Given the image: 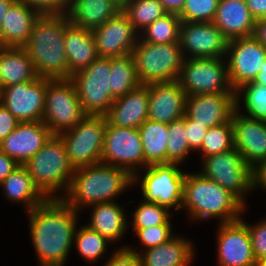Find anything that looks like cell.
Listing matches in <instances>:
<instances>
[{"label":"cell","instance_id":"836d02e7","mask_svg":"<svg viewBox=\"0 0 266 266\" xmlns=\"http://www.w3.org/2000/svg\"><path fill=\"white\" fill-rule=\"evenodd\" d=\"M110 242L106 237L91 229L86 224L76 228L73 247L77 250L79 257L87 263H96L102 259L109 249Z\"/></svg>","mask_w":266,"mask_h":266},{"label":"cell","instance_id":"f1b7e54d","mask_svg":"<svg viewBox=\"0 0 266 266\" xmlns=\"http://www.w3.org/2000/svg\"><path fill=\"white\" fill-rule=\"evenodd\" d=\"M64 48L71 75L88 67L98 57L92 30L84 29L69 22L66 25Z\"/></svg>","mask_w":266,"mask_h":266},{"label":"cell","instance_id":"5b68a950","mask_svg":"<svg viewBox=\"0 0 266 266\" xmlns=\"http://www.w3.org/2000/svg\"><path fill=\"white\" fill-rule=\"evenodd\" d=\"M24 166L36 187L47 199L62 198L75 171L69 162L64 141L59 135H52Z\"/></svg>","mask_w":266,"mask_h":266},{"label":"cell","instance_id":"9c48e42d","mask_svg":"<svg viewBox=\"0 0 266 266\" xmlns=\"http://www.w3.org/2000/svg\"><path fill=\"white\" fill-rule=\"evenodd\" d=\"M106 127L105 115H86L73 128L59 134L74 169L101 163Z\"/></svg>","mask_w":266,"mask_h":266},{"label":"cell","instance_id":"ba28073f","mask_svg":"<svg viewBox=\"0 0 266 266\" xmlns=\"http://www.w3.org/2000/svg\"><path fill=\"white\" fill-rule=\"evenodd\" d=\"M200 161L199 173L229 191L245 207L249 206L246 196L254 192L253 169L235 147L229 151L204 157Z\"/></svg>","mask_w":266,"mask_h":266},{"label":"cell","instance_id":"c3c4849f","mask_svg":"<svg viewBox=\"0 0 266 266\" xmlns=\"http://www.w3.org/2000/svg\"><path fill=\"white\" fill-rule=\"evenodd\" d=\"M19 166V164L0 150V184Z\"/></svg>","mask_w":266,"mask_h":266},{"label":"cell","instance_id":"d6a6232c","mask_svg":"<svg viewBox=\"0 0 266 266\" xmlns=\"http://www.w3.org/2000/svg\"><path fill=\"white\" fill-rule=\"evenodd\" d=\"M140 85L131 53L111 58L110 93L115 99Z\"/></svg>","mask_w":266,"mask_h":266},{"label":"cell","instance_id":"8fae6325","mask_svg":"<svg viewBox=\"0 0 266 266\" xmlns=\"http://www.w3.org/2000/svg\"><path fill=\"white\" fill-rule=\"evenodd\" d=\"M87 114L77 97L74 83L70 79L46 78L43 122L53 135L73 128Z\"/></svg>","mask_w":266,"mask_h":266},{"label":"cell","instance_id":"9a60e30c","mask_svg":"<svg viewBox=\"0 0 266 266\" xmlns=\"http://www.w3.org/2000/svg\"><path fill=\"white\" fill-rule=\"evenodd\" d=\"M179 43L185 59L224 58L228 40L212 22H181Z\"/></svg>","mask_w":266,"mask_h":266},{"label":"cell","instance_id":"2e32d148","mask_svg":"<svg viewBox=\"0 0 266 266\" xmlns=\"http://www.w3.org/2000/svg\"><path fill=\"white\" fill-rule=\"evenodd\" d=\"M46 78L4 87L0 90V102L20 122L43 120Z\"/></svg>","mask_w":266,"mask_h":266},{"label":"cell","instance_id":"e575fe53","mask_svg":"<svg viewBox=\"0 0 266 266\" xmlns=\"http://www.w3.org/2000/svg\"><path fill=\"white\" fill-rule=\"evenodd\" d=\"M235 102L236 111L239 113L266 120V86L253 82L240 86L235 90Z\"/></svg>","mask_w":266,"mask_h":266},{"label":"cell","instance_id":"11a10c76","mask_svg":"<svg viewBox=\"0 0 266 266\" xmlns=\"http://www.w3.org/2000/svg\"><path fill=\"white\" fill-rule=\"evenodd\" d=\"M253 83L266 86V59L264 60L263 65L261 66L260 72L257 74Z\"/></svg>","mask_w":266,"mask_h":266},{"label":"cell","instance_id":"d6986e66","mask_svg":"<svg viewBox=\"0 0 266 266\" xmlns=\"http://www.w3.org/2000/svg\"><path fill=\"white\" fill-rule=\"evenodd\" d=\"M231 121L234 147L254 169L266 160V120L254 119L235 110Z\"/></svg>","mask_w":266,"mask_h":266},{"label":"cell","instance_id":"83f0119b","mask_svg":"<svg viewBox=\"0 0 266 266\" xmlns=\"http://www.w3.org/2000/svg\"><path fill=\"white\" fill-rule=\"evenodd\" d=\"M122 11V0H70L67 15L72 24L93 30Z\"/></svg>","mask_w":266,"mask_h":266},{"label":"cell","instance_id":"d590c367","mask_svg":"<svg viewBox=\"0 0 266 266\" xmlns=\"http://www.w3.org/2000/svg\"><path fill=\"white\" fill-rule=\"evenodd\" d=\"M122 12L138 33L168 13L159 0H122Z\"/></svg>","mask_w":266,"mask_h":266},{"label":"cell","instance_id":"f6af8a7d","mask_svg":"<svg viewBox=\"0 0 266 266\" xmlns=\"http://www.w3.org/2000/svg\"><path fill=\"white\" fill-rule=\"evenodd\" d=\"M183 119L186 124V134L189 147L193 152L198 153L197 151L201 148L203 138L208 128L200 125L197 121L190 119L186 115L183 116Z\"/></svg>","mask_w":266,"mask_h":266},{"label":"cell","instance_id":"db71d44e","mask_svg":"<svg viewBox=\"0 0 266 266\" xmlns=\"http://www.w3.org/2000/svg\"><path fill=\"white\" fill-rule=\"evenodd\" d=\"M15 1L16 0H0V26L8 9Z\"/></svg>","mask_w":266,"mask_h":266},{"label":"cell","instance_id":"4fadbf2b","mask_svg":"<svg viewBox=\"0 0 266 266\" xmlns=\"http://www.w3.org/2000/svg\"><path fill=\"white\" fill-rule=\"evenodd\" d=\"M101 163L123 168L132 176L147 167L139 129L107 125Z\"/></svg>","mask_w":266,"mask_h":266},{"label":"cell","instance_id":"8d00e7d4","mask_svg":"<svg viewBox=\"0 0 266 266\" xmlns=\"http://www.w3.org/2000/svg\"><path fill=\"white\" fill-rule=\"evenodd\" d=\"M181 22L178 14L167 13L143 29L139 38L154 44L179 42Z\"/></svg>","mask_w":266,"mask_h":266},{"label":"cell","instance_id":"6da1fadb","mask_svg":"<svg viewBox=\"0 0 266 266\" xmlns=\"http://www.w3.org/2000/svg\"><path fill=\"white\" fill-rule=\"evenodd\" d=\"M80 214L62 198H48L26 212L38 266H65Z\"/></svg>","mask_w":266,"mask_h":266},{"label":"cell","instance_id":"8992f818","mask_svg":"<svg viewBox=\"0 0 266 266\" xmlns=\"http://www.w3.org/2000/svg\"><path fill=\"white\" fill-rule=\"evenodd\" d=\"M186 173L177 163L151 164L133 176V187L140 186L143 200L177 212L182 208Z\"/></svg>","mask_w":266,"mask_h":266},{"label":"cell","instance_id":"9f6ffc18","mask_svg":"<svg viewBox=\"0 0 266 266\" xmlns=\"http://www.w3.org/2000/svg\"><path fill=\"white\" fill-rule=\"evenodd\" d=\"M254 266H266V258L256 260Z\"/></svg>","mask_w":266,"mask_h":266},{"label":"cell","instance_id":"f35d334b","mask_svg":"<svg viewBox=\"0 0 266 266\" xmlns=\"http://www.w3.org/2000/svg\"><path fill=\"white\" fill-rule=\"evenodd\" d=\"M166 149L167 163H177L180 165L187 161L188 155L194 153L189 147L186 124L183 118L168 124V143Z\"/></svg>","mask_w":266,"mask_h":266},{"label":"cell","instance_id":"603a6c76","mask_svg":"<svg viewBox=\"0 0 266 266\" xmlns=\"http://www.w3.org/2000/svg\"><path fill=\"white\" fill-rule=\"evenodd\" d=\"M149 84H141L114 100L105 114L107 125L138 128L148 119Z\"/></svg>","mask_w":266,"mask_h":266},{"label":"cell","instance_id":"7dc6e473","mask_svg":"<svg viewBox=\"0 0 266 266\" xmlns=\"http://www.w3.org/2000/svg\"><path fill=\"white\" fill-rule=\"evenodd\" d=\"M20 123L0 102V142H2Z\"/></svg>","mask_w":266,"mask_h":266},{"label":"cell","instance_id":"74e56055","mask_svg":"<svg viewBox=\"0 0 266 266\" xmlns=\"http://www.w3.org/2000/svg\"><path fill=\"white\" fill-rule=\"evenodd\" d=\"M131 223L129 222V229H143L146 227H153L156 225H172L170 220L173 217L166 207L159 206L153 202L141 200L136 206L135 210L129 215Z\"/></svg>","mask_w":266,"mask_h":266},{"label":"cell","instance_id":"bcb514c9","mask_svg":"<svg viewBox=\"0 0 266 266\" xmlns=\"http://www.w3.org/2000/svg\"><path fill=\"white\" fill-rule=\"evenodd\" d=\"M115 251V252H114ZM103 266H142L139 255L128 248H117Z\"/></svg>","mask_w":266,"mask_h":266},{"label":"cell","instance_id":"816d5d0a","mask_svg":"<svg viewBox=\"0 0 266 266\" xmlns=\"http://www.w3.org/2000/svg\"><path fill=\"white\" fill-rule=\"evenodd\" d=\"M252 35L266 47V18L255 20L254 31Z\"/></svg>","mask_w":266,"mask_h":266},{"label":"cell","instance_id":"44dd1931","mask_svg":"<svg viewBox=\"0 0 266 266\" xmlns=\"http://www.w3.org/2000/svg\"><path fill=\"white\" fill-rule=\"evenodd\" d=\"M53 134L43 121L20 122L18 126L0 142V150L24 165L50 139Z\"/></svg>","mask_w":266,"mask_h":266},{"label":"cell","instance_id":"1f68e13d","mask_svg":"<svg viewBox=\"0 0 266 266\" xmlns=\"http://www.w3.org/2000/svg\"><path fill=\"white\" fill-rule=\"evenodd\" d=\"M138 129L145 162L148 165L167 163L168 124L147 119Z\"/></svg>","mask_w":266,"mask_h":266},{"label":"cell","instance_id":"ab89813d","mask_svg":"<svg viewBox=\"0 0 266 266\" xmlns=\"http://www.w3.org/2000/svg\"><path fill=\"white\" fill-rule=\"evenodd\" d=\"M234 148L232 121L216 127H210L203 138L198 154L204 157L216 155Z\"/></svg>","mask_w":266,"mask_h":266},{"label":"cell","instance_id":"484cf974","mask_svg":"<svg viewBox=\"0 0 266 266\" xmlns=\"http://www.w3.org/2000/svg\"><path fill=\"white\" fill-rule=\"evenodd\" d=\"M195 243L184 235H175L154 248L138 255L142 266H191L196 259Z\"/></svg>","mask_w":266,"mask_h":266},{"label":"cell","instance_id":"e0dca14e","mask_svg":"<svg viewBox=\"0 0 266 266\" xmlns=\"http://www.w3.org/2000/svg\"><path fill=\"white\" fill-rule=\"evenodd\" d=\"M216 232L217 266H254L256 259L243 219L218 224Z\"/></svg>","mask_w":266,"mask_h":266},{"label":"cell","instance_id":"f546056e","mask_svg":"<svg viewBox=\"0 0 266 266\" xmlns=\"http://www.w3.org/2000/svg\"><path fill=\"white\" fill-rule=\"evenodd\" d=\"M39 76L23 47H0V90Z\"/></svg>","mask_w":266,"mask_h":266},{"label":"cell","instance_id":"7bdbcfd3","mask_svg":"<svg viewBox=\"0 0 266 266\" xmlns=\"http://www.w3.org/2000/svg\"><path fill=\"white\" fill-rule=\"evenodd\" d=\"M247 211L248 207H245L241 219L247 224L254 257L256 260H260L266 258V217L251 224L244 220L243 215L247 213Z\"/></svg>","mask_w":266,"mask_h":266},{"label":"cell","instance_id":"7402d4cb","mask_svg":"<svg viewBox=\"0 0 266 266\" xmlns=\"http://www.w3.org/2000/svg\"><path fill=\"white\" fill-rule=\"evenodd\" d=\"M187 95L178 80L149 84L148 119L170 124L185 115Z\"/></svg>","mask_w":266,"mask_h":266},{"label":"cell","instance_id":"60d3db41","mask_svg":"<svg viewBox=\"0 0 266 266\" xmlns=\"http://www.w3.org/2000/svg\"><path fill=\"white\" fill-rule=\"evenodd\" d=\"M174 227L172 225H156L153 227H146L143 229H132V234H135L138 241L140 242L141 246H143V249H139L137 247H134L132 245H119V248H128L129 250L136 252L139 254L142 250H147L150 248H154L156 246H159L160 244H163L167 241H169L172 237H174L176 234L173 230Z\"/></svg>","mask_w":266,"mask_h":266},{"label":"cell","instance_id":"ac0fdd59","mask_svg":"<svg viewBox=\"0 0 266 266\" xmlns=\"http://www.w3.org/2000/svg\"><path fill=\"white\" fill-rule=\"evenodd\" d=\"M99 57L112 58L130 54L135 48L139 33L121 11L92 30Z\"/></svg>","mask_w":266,"mask_h":266},{"label":"cell","instance_id":"cb8c5ba5","mask_svg":"<svg viewBox=\"0 0 266 266\" xmlns=\"http://www.w3.org/2000/svg\"><path fill=\"white\" fill-rule=\"evenodd\" d=\"M41 15L38 10L16 0L0 26L1 47H23Z\"/></svg>","mask_w":266,"mask_h":266},{"label":"cell","instance_id":"30bf717a","mask_svg":"<svg viewBox=\"0 0 266 266\" xmlns=\"http://www.w3.org/2000/svg\"><path fill=\"white\" fill-rule=\"evenodd\" d=\"M111 58L98 57L70 77L87 115H105L115 98L110 93Z\"/></svg>","mask_w":266,"mask_h":266},{"label":"cell","instance_id":"7c38bea8","mask_svg":"<svg viewBox=\"0 0 266 266\" xmlns=\"http://www.w3.org/2000/svg\"><path fill=\"white\" fill-rule=\"evenodd\" d=\"M178 81L187 96L235 92L226 57L184 59Z\"/></svg>","mask_w":266,"mask_h":266},{"label":"cell","instance_id":"4dcf8cb0","mask_svg":"<svg viewBox=\"0 0 266 266\" xmlns=\"http://www.w3.org/2000/svg\"><path fill=\"white\" fill-rule=\"evenodd\" d=\"M0 189L11 203H21L25 212L32 210L47 199L36 187L24 165H19L0 184Z\"/></svg>","mask_w":266,"mask_h":266},{"label":"cell","instance_id":"b9f144b4","mask_svg":"<svg viewBox=\"0 0 266 266\" xmlns=\"http://www.w3.org/2000/svg\"><path fill=\"white\" fill-rule=\"evenodd\" d=\"M219 0H186L178 14L184 22H212Z\"/></svg>","mask_w":266,"mask_h":266},{"label":"cell","instance_id":"681fc988","mask_svg":"<svg viewBox=\"0 0 266 266\" xmlns=\"http://www.w3.org/2000/svg\"><path fill=\"white\" fill-rule=\"evenodd\" d=\"M254 191L257 189L266 192V160L253 169Z\"/></svg>","mask_w":266,"mask_h":266},{"label":"cell","instance_id":"4316f807","mask_svg":"<svg viewBox=\"0 0 266 266\" xmlns=\"http://www.w3.org/2000/svg\"><path fill=\"white\" fill-rule=\"evenodd\" d=\"M127 205V203L119 205L117 201L90 205L87 207L90 212V222L88 221L86 225L112 243L121 241L129 229V220H127L129 217L124 209Z\"/></svg>","mask_w":266,"mask_h":266},{"label":"cell","instance_id":"52a82bcc","mask_svg":"<svg viewBox=\"0 0 266 266\" xmlns=\"http://www.w3.org/2000/svg\"><path fill=\"white\" fill-rule=\"evenodd\" d=\"M131 55L141 84L178 80L185 59L179 42L154 44L140 38Z\"/></svg>","mask_w":266,"mask_h":266},{"label":"cell","instance_id":"277c9868","mask_svg":"<svg viewBox=\"0 0 266 266\" xmlns=\"http://www.w3.org/2000/svg\"><path fill=\"white\" fill-rule=\"evenodd\" d=\"M182 209L191 222L218 218L222 224L240 219L245 206L218 183L190 171L184 180Z\"/></svg>","mask_w":266,"mask_h":266},{"label":"cell","instance_id":"ffe728a7","mask_svg":"<svg viewBox=\"0 0 266 266\" xmlns=\"http://www.w3.org/2000/svg\"><path fill=\"white\" fill-rule=\"evenodd\" d=\"M235 92L187 96L185 115L207 128L231 121L236 110Z\"/></svg>","mask_w":266,"mask_h":266},{"label":"cell","instance_id":"ee69618b","mask_svg":"<svg viewBox=\"0 0 266 266\" xmlns=\"http://www.w3.org/2000/svg\"><path fill=\"white\" fill-rule=\"evenodd\" d=\"M31 8L45 14H65L68 11L70 0H18Z\"/></svg>","mask_w":266,"mask_h":266},{"label":"cell","instance_id":"d4e9b609","mask_svg":"<svg viewBox=\"0 0 266 266\" xmlns=\"http://www.w3.org/2000/svg\"><path fill=\"white\" fill-rule=\"evenodd\" d=\"M212 23L230 41L251 36L255 19L250 13L246 0H219Z\"/></svg>","mask_w":266,"mask_h":266},{"label":"cell","instance_id":"f5cc1de1","mask_svg":"<svg viewBox=\"0 0 266 266\" xmlns=\"http://www.w3.org/2000/svg\"><path fill=\"white\" fill-rule=\"evenodd\" d=\"M168 13L179 14L186 0H159Z\"/></svg>","mask_w":266,"mask_h":266},{"label":"cell","instance_id":"5bb4252c","mask_svg":"<svg viewBox=\"0 0 266 266\" xmlns=\"http://www.w3.org/2000/svg\"><path fill=\"white\" fill-rule=\"evenodd\" d=\"M266 59V47L253 35L228 41L226 60L234 91L253 82Z\"/></svg>","mask_w":266,"mask_h":266},{"label":"cell","instance_id":"f907efd6","mask_svg":"<svg viewBox=\"0 0 266 266\" xmlns=\"http://www.w3.org/2000/svg\"><path fill=\"white\" fill-rule=\"evenodd\" d=\"M246 3L255 20L266 18V0H246Z\"/></svg>","mask_w":266,"mask_h":266},{"label":"cell","instance_id":"3957f363","mask_svg":"<svg viewBox=\"0 0 266 266\" xmlns=\"http://www.w3.org/2000/svg\"><path fill=\"white\" fill-rule=\"evenodd\" d=\"M65 14H45L34 24L27 43L23 46L39 77L69 79V66L64 48Z\"/></svg>","mask_w":266,"mask_h":266},{"label":"cell","instance_id":"7a4b0ae2","mask_svg":"<svg viewBox=\"0 0 266 266\" xmlns=\"http://www.w3.org/2000/svg\"><path fill=\"white\" fill-rule=\"evenodd\" d=\"M133 188V176L125 169L98 163L76 168L62 199L75 211L82 212L97 203L118 201Z\"/></svg>","mask_w":266,"mask_h":266}]
</instances>
